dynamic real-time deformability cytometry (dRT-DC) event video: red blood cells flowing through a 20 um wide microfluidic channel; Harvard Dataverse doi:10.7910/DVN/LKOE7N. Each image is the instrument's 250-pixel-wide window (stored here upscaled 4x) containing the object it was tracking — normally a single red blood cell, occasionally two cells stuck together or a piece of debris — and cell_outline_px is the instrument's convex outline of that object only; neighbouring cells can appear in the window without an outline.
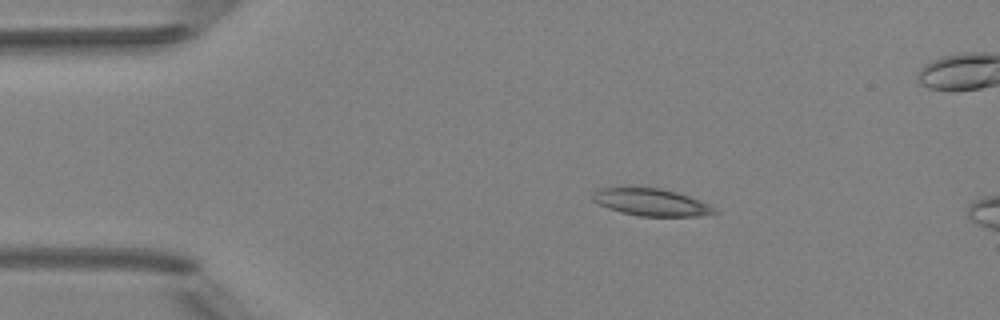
{"species": "Egyptian fruit bat (a non-hibernating species)", "species_latin": "Rousettus aegyptiacus", "temperature_condition": "room temperature", "stored_images_in_passage": 3, "camera_frame_rate_fps": 3000, "um_per_image_px": 0.085, "animal": {"sex": "female"}, "frame": {"image": 1, "passage_image": 1, "time_ms": 0.0, "image_size_px": [1000, 320], "cell_outline_px": [[716, 212], [700, 216], [640, 216], [620, 212], [608, 208], [592, 200], [592, 192], [596, 188], [624, 184], [660, 188], [676, 192], [700, 200], [708, 204]], "centroid_in_image_um": [55.2, 17.13], "position_along_channel_um": 29.8, "area_um2": 19.94}}